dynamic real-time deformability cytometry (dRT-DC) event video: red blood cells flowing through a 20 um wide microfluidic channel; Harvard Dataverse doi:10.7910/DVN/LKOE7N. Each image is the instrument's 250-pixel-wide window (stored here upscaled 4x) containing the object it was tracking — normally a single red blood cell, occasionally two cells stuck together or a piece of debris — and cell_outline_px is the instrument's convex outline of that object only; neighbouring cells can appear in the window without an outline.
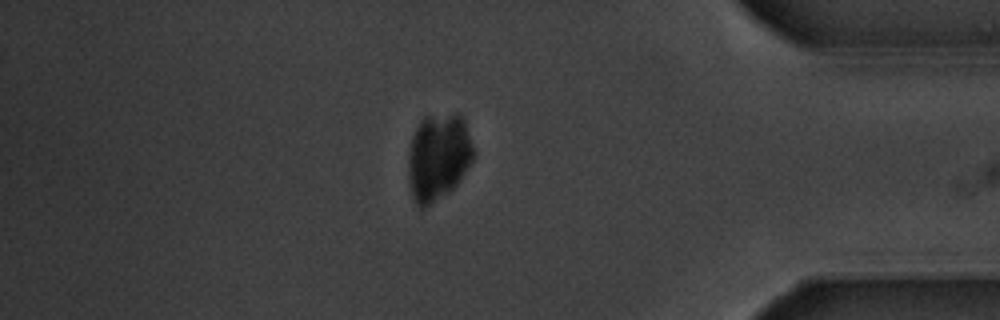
{"species": "common noctule bat (a hibernating species)", "species_latin": "Nyctalus noctula", "temperature_condition": "warm", "stored_images_in_passage": 37, "camera_frame_rate_fps": 3000, "um_per_image_px": 0.085, "animal": {"sex": "male", "body_mass_g": 20.1, "forearm_length_mm": 53.5}, "frame": {"image": 1, "passage_image": 30, "time_ms": 9.667, "image_size_px": [1000, 320], "cell_outline_px": [[476, 152], [472, 160], [456, 184], [448, 192], [424, 208], [420, 208], [412, 200], [408, 180], [408, 156], [412, 136], [420, 120], [424, 116], [452, 112], [456, 112], [460, 116], [464, 124]], "centroid_in_image_um": [37.22, 13.33], "position_along_channel_um": 398.0, "area_um2": 33.18}}
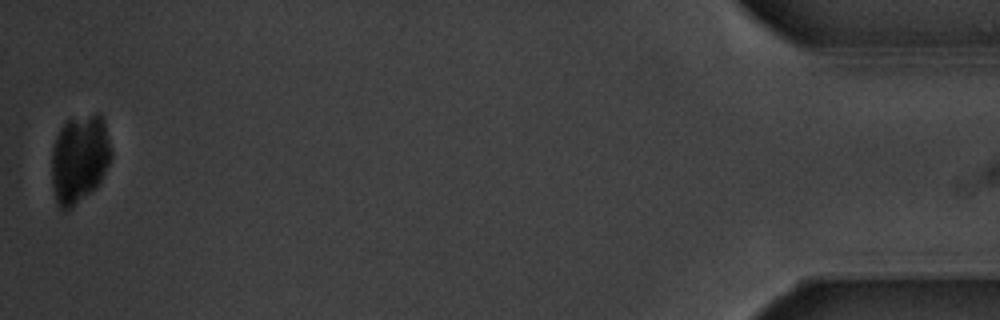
{"frame": {"image": 2, "passage_image": 37, "time_ms": 12.0, "image_size_px": [1000, 320], "cell_outline_px": [[112, 156], [100, 180], [72, 208], [60, 208], [56, 204], [52, 188], [52, 148], [56, 136], [60, 128], [68, 120], [96, 112], [100, 112], [104, 116], [112, 148]], "centroid_in_image_um": [6.76, 13.43], "position_along_channel_um": 428.4, "area_um2": 30.75}}